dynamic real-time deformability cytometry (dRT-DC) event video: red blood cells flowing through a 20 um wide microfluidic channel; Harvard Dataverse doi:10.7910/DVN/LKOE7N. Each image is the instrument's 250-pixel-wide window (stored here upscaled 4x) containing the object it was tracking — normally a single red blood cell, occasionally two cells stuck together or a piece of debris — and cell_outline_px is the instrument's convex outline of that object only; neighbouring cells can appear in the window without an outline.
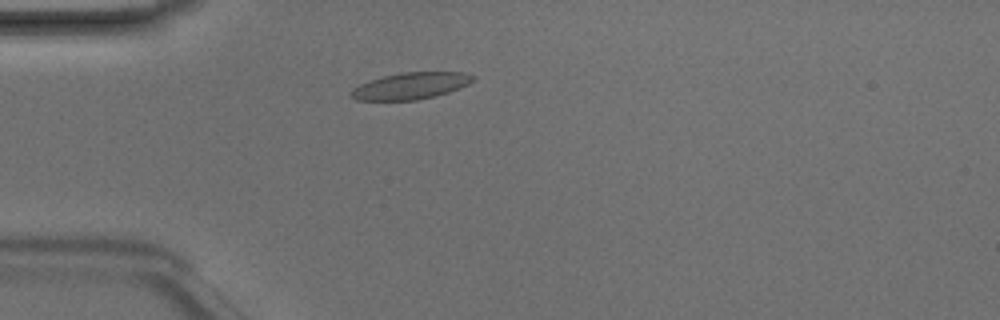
{"species": "Egyptian fruit bat (a non-hibernating species)", "species_latin": "Rousettus aegyptiacus", "temperature_condition": "room temperature", "stored_images_in_passage": 44, "camera_frame_rate_fps": 3000, "um_per_image_px": 0.085, "animal": {"sex": "male"}, "frame": {"image": 1, "passage_image": 9, "time_ms": 2.667, "image_size_px": [1000, 320], "cell_outline_px": [[476, 80], [460, 88], [436, 96], [416, 100], [356, 100], [348, 92], [352, 88], [360, 84], [384, 76], [400, 72], [464, 72], [476, 76]], "centroid_in_image_um": [34.94, 7.29], "position_along_channel_um": 50.1, "area_um2": 19.02}}
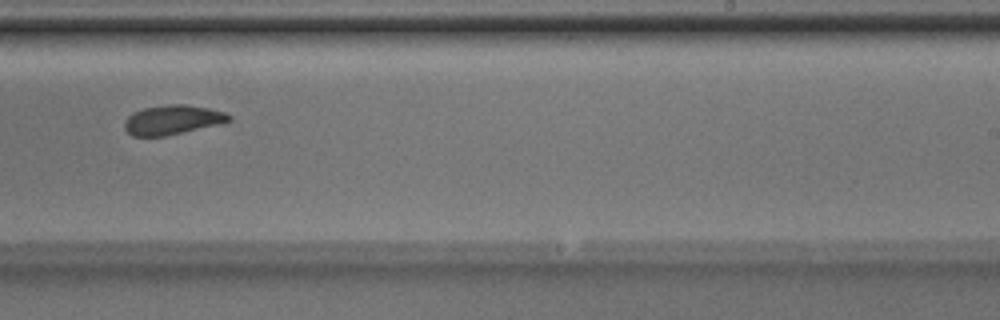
{"frame": {"image": 2, "passage_image": 26, "time_ms": 8.333, "image_size_px": [1000, 320], "cell_outline_px": [[232, 120], [220, 124], [164, 136], [132, 136], [124, 128], [124, 120], [132, 112], [144, 108], [168, 104], [184, 104], [208, 108], [224, 112], [232, 116]], "centroid_in_image_um": [14.65, 10.18], "position_along_channel_um": 274.4, "area_um2": 17.92}}
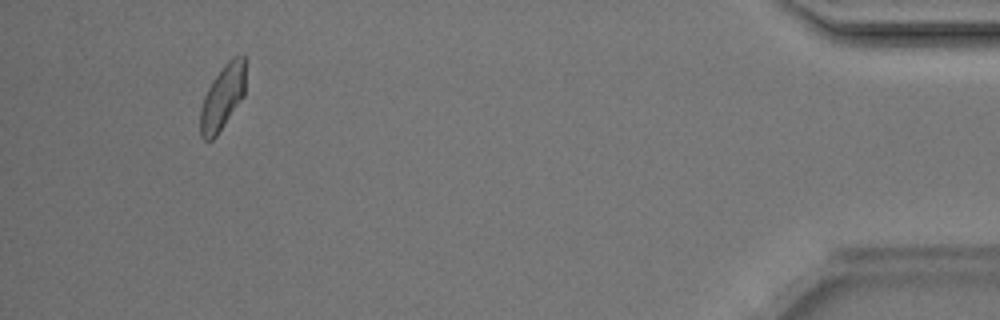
{"frame": {"image": 3, "passage_image": 41, "time_ms": 13.333, "image_size_px": [1000, 320], "cell_outline_px": [[244, 96], [216, 136], [212, 140], [204, 140], [200, 136], [200, 108], [204, 96], [212, 80], [224, 64], [232, 56], [244, 56]], "centroid_in_image_um": [18.88, 8.28], "position_along_channel_um": 416.3, "area_um2": 16.94}, "authors_computed_cell_mechanics": {"area_um2": 18.0336, "velocity_mm_per_s": 4.1937, "shape_relaxation_time_tau1_ms": 5.6864, "shape_relaxation_time_tau2_ms": 3.7243, "deformation_change_tau1": 0.1444, "deformation_change_tau2": 0.0857}}